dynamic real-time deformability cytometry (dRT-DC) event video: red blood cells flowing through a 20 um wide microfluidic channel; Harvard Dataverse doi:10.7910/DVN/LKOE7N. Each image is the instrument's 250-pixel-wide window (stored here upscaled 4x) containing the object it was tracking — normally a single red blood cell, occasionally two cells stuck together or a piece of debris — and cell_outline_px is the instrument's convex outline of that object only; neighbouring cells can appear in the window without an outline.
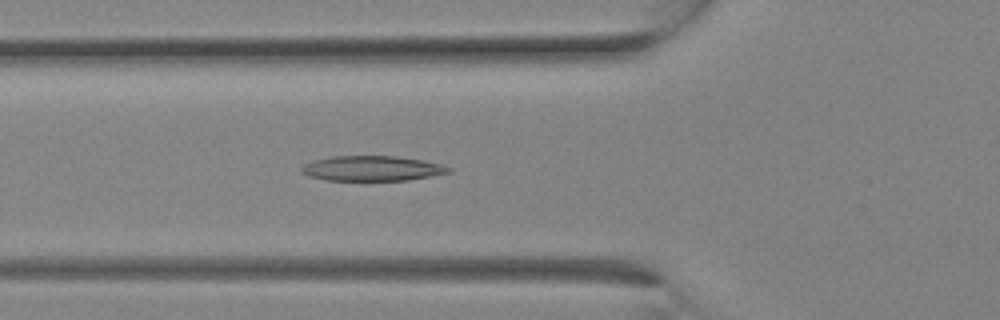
{"species": "Egyptian fruit bat (a non-hibernating species)", "species_latin": "Rousettus aegyptiacus", "temperature_condition": "room temperature", "stored_images_in_passage": 6, "camera_frame_rate_fps": 3000, "um_per_image_px": 0.085, "animal": {"sex": "female"}, "frame": {"image": 1, "passage_image": 6, "time_ms": 1.667, "image_size_px": [1000, 320], "cell_outline_px": [[452, 172], [408, 180], [324, 180], [308, 176], [300, 172], [300, 168], [304, 164], [312, 160], [332, 156], [396, 156], [444, 164], [452, 168]], "centroid_in_image_um": [31.6, 14.31], "position_along_channel_um": 94.2, "area_um2": 21.62}}